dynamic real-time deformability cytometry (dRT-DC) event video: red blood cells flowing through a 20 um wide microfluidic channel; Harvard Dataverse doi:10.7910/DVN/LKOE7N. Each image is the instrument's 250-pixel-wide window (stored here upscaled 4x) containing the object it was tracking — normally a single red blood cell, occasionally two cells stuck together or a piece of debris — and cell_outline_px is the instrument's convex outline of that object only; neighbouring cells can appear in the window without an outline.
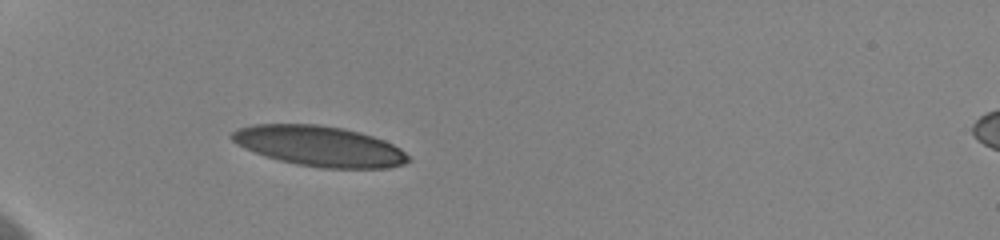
{"species": "human", "species_latin": "Homo sapiens", "temperature_condition": "cold", "stored_images_in_passage": 39, "camera_frame_rate_fps": 3000, "um_per_image_px": 0.085, "donor": {"sex": "female"}, "frame": {"image": 1, "passage_image": 1, "time_ms": 0.0, "image_size_px": [1000, 240], "cell_outline_px": [[412, 160], [404, 164], [388, 168], [320, 168], [296, 164], [264, 156], [244, 148], [236, 144], [228, 136], [232, 132], [240, 128], [252, 124], [316, 124], [344, 128], [360, 132], [384, 140], [400, 148]], "centroid_in_image_um": [27.14, 12.42], "position_along_channel_um": 57.9, "area_um2": 41.62}}
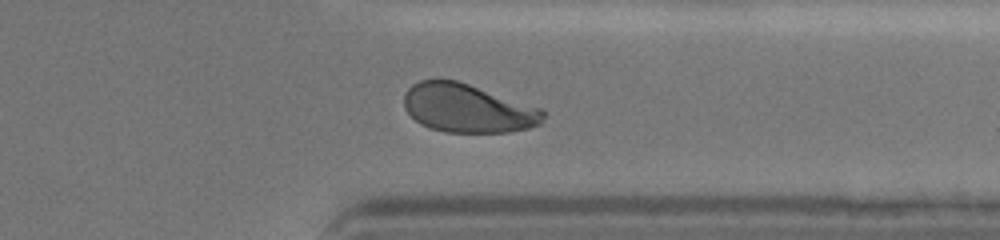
{"frame": {"image": 2, "passage_image": 29, "time_ms": 9.333, "image_size_px": [1000, 240], "cell_outline_px": [[544, 116], [540, 124], [528, 128], [508, 132], [444, 132], [420, 124], [404, 108], [404, 92], [412, 84], [420, 80], [456, 80], [544, 108]], "centroid_in_image_um": [39.76, 9.2], "position_along_channel_um": 371.6, "area_um2": 39.42}}
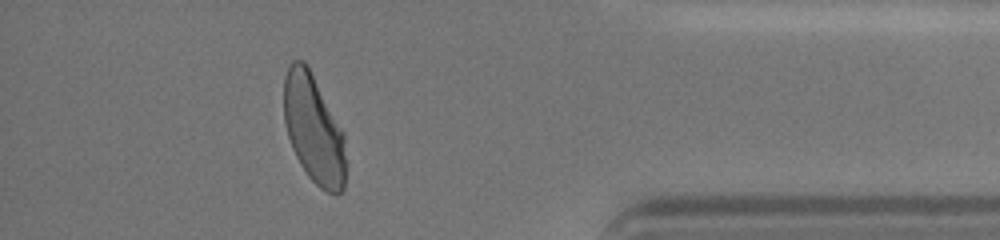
{"frame": {"image": 3, "passage_image": 34, "time_ms": 11.0, "image_size_px": [1000, 240], "cell_outline_px": [[344, 188], [340, 192], [328, 192], [320, 188], [308, 176], [300, 164], [292, 148], [288, 136], [284, 120], [284, 76], [288, 64], [292, 60], [304, 60], [308, 64], [344, 132]], "centroid_in_image_um": [26.64, 10.89], "position_along_channel_um": 408.6, "area_um2": 39.25}, "authors_computed_cell_mechanics": {"area_um2": 40.8068, "velocity_mm_per_s": 3.6069, "shape_relaxation_time_tau1_ms": 4.3968, "shape_relaxation_time_tau2_ms": 0.699, "deformation_change_tau1": 0.17, "deformation_change_tau2": 0.05}}